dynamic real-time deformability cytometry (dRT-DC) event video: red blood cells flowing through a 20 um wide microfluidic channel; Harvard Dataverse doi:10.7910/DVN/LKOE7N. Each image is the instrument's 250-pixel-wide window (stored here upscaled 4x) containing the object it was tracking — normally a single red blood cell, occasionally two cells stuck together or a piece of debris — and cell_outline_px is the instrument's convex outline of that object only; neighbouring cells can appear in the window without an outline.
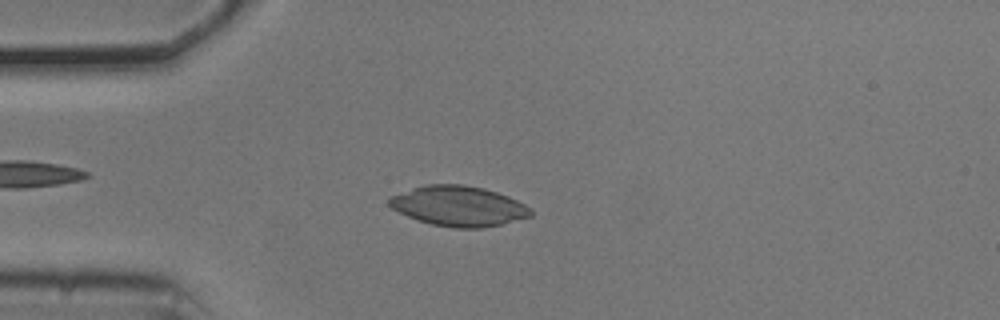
{"species": "common noctule bat (a hibernating species)", "species_latin": "Nyctalus noctula", "temperature_condition": "cold", "stored_images_in_passage": 53, "camera_frame_rate_fps": 3000, "um_per_image_px": 0.085, "animal": {"sex": "male", "body_mass_g": 20.5, "forearm_length_mm": 52.5}, "frame": {"image": 1, "passage_image": 13, "time_ms": 4.0, "image_size_px": [1000, 320], "cell_outline_px": [[532, 216], [500, 224], [480, 228], [456, 228], [432, 224], [408, 216], [392, 208], [388, 204], [388, 196], [424, 184], [464, 184], [484, 188], [508, 196], [532, 208]], "centroid_in_image_um": [38.97, 17.5], "position_along_channel_um": 46.0, "area_um2": 33.06}}
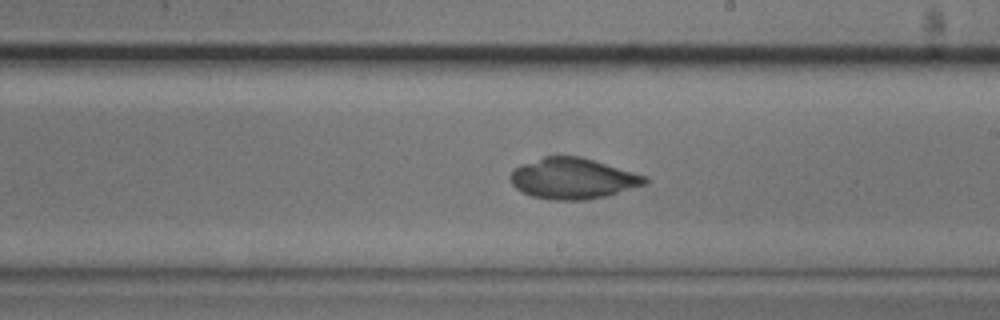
{"frame": {"image": 2, "passage_image": 30, "time_ms": 9.667, "image_size_px": [1000, 320], "cell_outline_px": [[648, 184], [608, 196], [584, 200], [552, 200], [532, 196], [516, 188], [512, 184], [512, 172], [520, 164], [544, 156], [580, 156], [648, 176]], "centroid_in_image_um": [48.75, 15.17], "position_along_channel_um": 240.2, "area_um2": 32.08}}
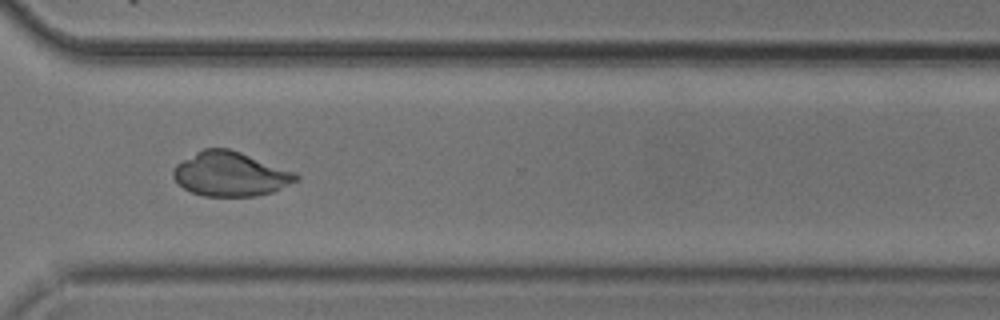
{"frame": {"image": 3, "passage_image": 39, "time_ms": 12.667, "image_size_px": [1000, 320], "cell_outline_px": [[300, 176], [296, 180], [272, 192], [256, 196], [204, 196], [192, 192], [184, 188], [172, 176], [172, 168], [176, 164], [196, 152], [204, 148], [228, 148], [240, 152], [296, 172]], "centroid_in_image_um": [19.56, 14.79], "position_along_channel_um": 351.0, "area_um2": 31.5}}